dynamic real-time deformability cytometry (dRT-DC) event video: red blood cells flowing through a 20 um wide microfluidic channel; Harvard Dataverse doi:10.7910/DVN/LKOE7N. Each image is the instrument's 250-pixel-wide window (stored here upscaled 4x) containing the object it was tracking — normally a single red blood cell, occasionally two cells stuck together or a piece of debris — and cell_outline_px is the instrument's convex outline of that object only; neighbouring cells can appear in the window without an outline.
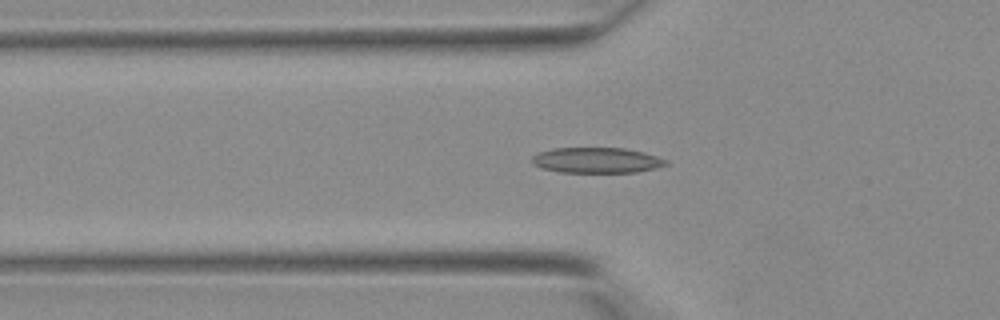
{"species": "Egyptian fruit bat (a non-hibernating species)", "species_latin": "Rousettus aegyptiacus", "temperature_condition": "warm", "stored_images_in_passage": 42, "camera_frame_rate_fps": 3000, "um_per_image_px": 0.085, "animal": {"sex": "female"}, "frame": {"image": 1, "passage_image": 14, "time_ms": 4.333, "image_size_px": [1000, 320], "cell_outline_px": [[668, 164], [656, 168], [636, 172], [560, 172], [540, 168], [532, 164], [532, 156], [536, 152], [552, 148], [624, 148], [644, 152], [668, 160]], "centroid_in_image_um": [50.68, 13.62], "position_along_channel_um": 75.1, "area_um2": 20.06}}
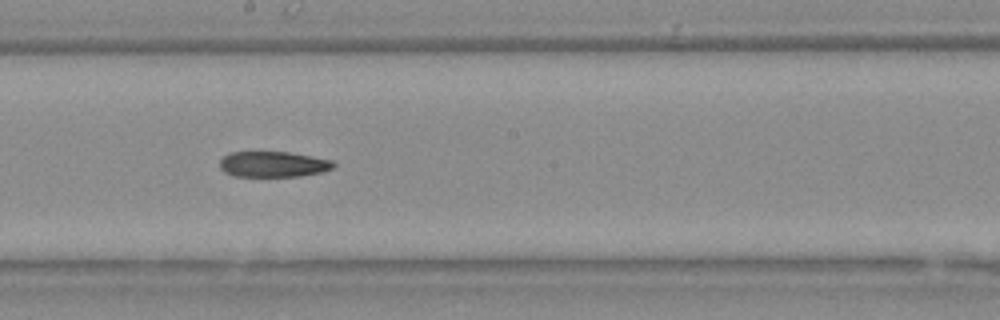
{"frame": {"image": 2, "passage_image": 23, "time_ms": 7.333, "image_size_px": [1000, 320], "cell_outline_px": [[336, 164], [332, 168], [320, 172], [300, 176], [232, 176], [224, 172], [220, 168], [220, 160], [228, 152], [288, 152], [312, 156], [332, 160]], "centroid_in_image_um": [23.19, 13.96], "position_along_channel_um": 225.0, "area_um2": 16.99}}
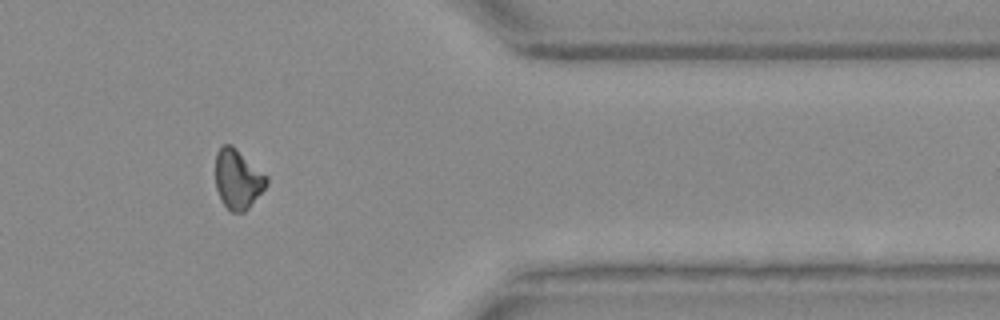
{"frame": {"image": 3, "passage_image": 34, "time_ms": 11.0, "image_size_px": [1000, 320], "cell_outline_px": [[268, 184], [248, 208], [244, 212], [232, 212], [224, 204], [216, 188], [216, 152], [224, 144], [232, 144], [268, 176]], "centroid_in_image_um": [20.23, 15.2], "position_along_channel_um": 391.2, "area_um2": 17.63}}